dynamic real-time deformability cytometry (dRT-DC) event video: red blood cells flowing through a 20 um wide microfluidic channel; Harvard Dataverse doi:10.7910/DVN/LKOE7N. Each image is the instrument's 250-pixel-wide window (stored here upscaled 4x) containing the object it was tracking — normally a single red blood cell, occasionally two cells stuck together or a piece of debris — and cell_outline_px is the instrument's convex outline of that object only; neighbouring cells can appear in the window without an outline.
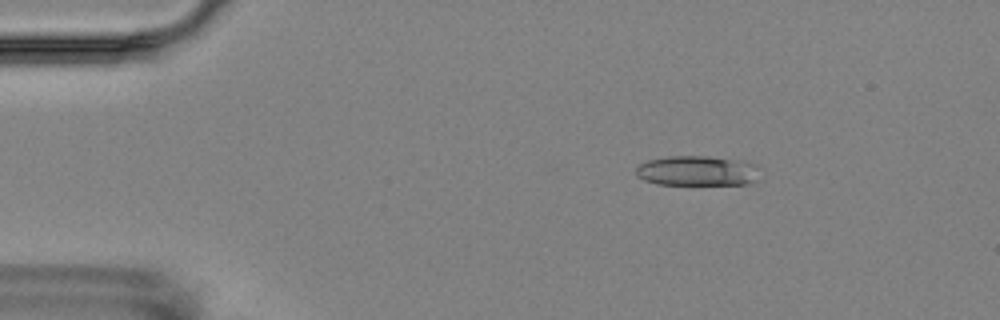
{"species": "Egyptian fruit bat (a non-hibernating species)", "species_latin": "Rousettus aegyptiacus", "temperature_condition": "room temperature", "stored_images_in_passage": 2, "camera_frame_rate_fps": 3000, "um_per_image_px": 0.085, "animal": {"sex": "female"}, "frame": {"image": 1, "passage_image": 2, "time_ms": 1.333, "image_size_px": [1000, 320], "cell_outline_px": [[756, 180], [744, 184], [656, 184], [644, 180], [636, 172], [636, 168], [640, 164], [648, 160], [668, 156], [708, 156], [736, 160], [756, 164]], "centroid_in_image_um": [59.22, 14.51], "position_along_channel_um": 25.8, "area_um2": 21.27}}